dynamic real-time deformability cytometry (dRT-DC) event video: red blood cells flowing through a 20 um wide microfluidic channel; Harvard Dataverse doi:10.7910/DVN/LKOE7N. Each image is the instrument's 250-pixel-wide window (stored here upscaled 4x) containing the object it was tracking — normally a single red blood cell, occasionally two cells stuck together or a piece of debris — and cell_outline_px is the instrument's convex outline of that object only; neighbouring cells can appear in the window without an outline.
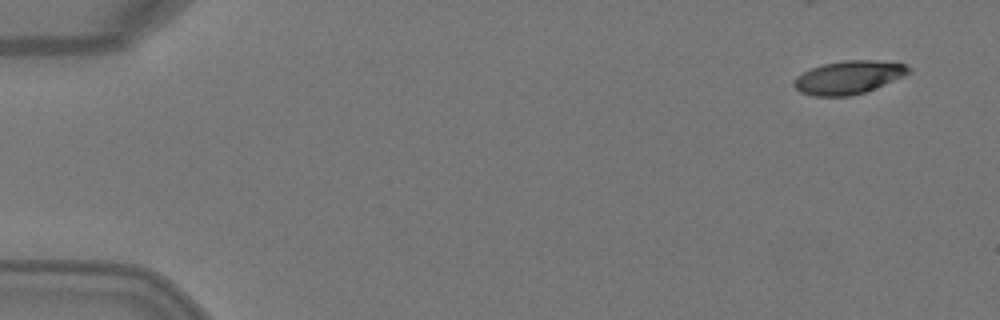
{"species": "Egyptian fruit bat (a non-hibernating species)", "species_latin": "Rousettus aegyptiacus", "temperature_condition": "warm", "stored_images_in_passage": 5, "camera_frame_rate_fps": 3000, "um_per_image_px": 0.085, "animal": {"sex": "female"}, "frame": {"image": 1, "passage_image": 1, "time_ms": 0.0, "image_size_px": [1000, 320], "cell_outline_px": [[912, 72], [904, 76], [864, 92], [848, 96], [812, 96], [800, 92], [792, 84], [792, 80], [796, 76], [812, 68], [824, 64], [844, 60], [876, 60], [908, 64], [912, 68]], "centroid_in_image_um": [72.14, 6.57], "position_along_channel_um": 12.9, "area_um2": 22.25}}